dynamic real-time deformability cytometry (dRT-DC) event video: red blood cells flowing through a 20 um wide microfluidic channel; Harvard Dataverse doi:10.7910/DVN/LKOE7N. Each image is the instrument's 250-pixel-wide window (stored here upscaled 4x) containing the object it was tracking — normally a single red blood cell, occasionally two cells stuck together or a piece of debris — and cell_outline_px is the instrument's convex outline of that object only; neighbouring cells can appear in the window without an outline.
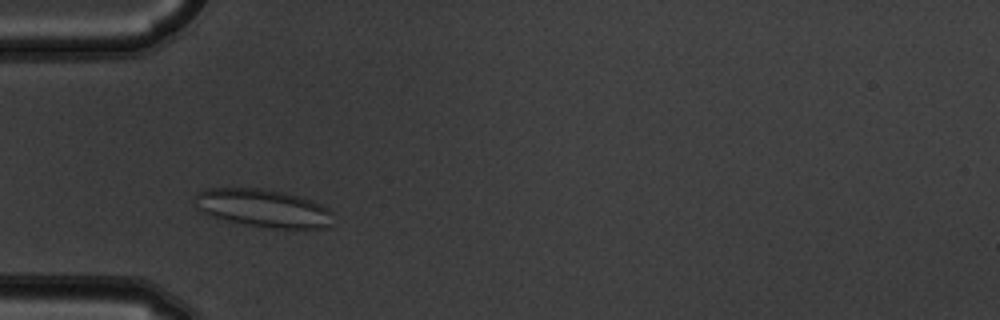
{"species": "common noctule bat (a hibernating species)", "species_latin": "Nyctalus noctula", "temperature_condition": "warm", "stored_images_in_passage": 4, "camera_frame_rate_fps": 3000, "um_per_image_px": 0.085, "animal": {"sex": "male", "body_mass_g": 19.5, "forearm_length_mm": 54.6}, "frame": {"image": 1, "passage_image": 3, "time_ms": 0.667, "image_size_px": [1000, 320], "cell_outline_px": [[332, 212], [328, 228], [264, 228], [244, 224], [208, 216], [200, 212], [196, 208], [192, 196], [196, 192], [204, 188], [264, 188], [284, 192], [300, 196], [312, 200], [328, 208]], "centroid_in_image_um": [22.28, 17.68], "position_along_channel_um": 62.7, "area_um2": 31.15}}
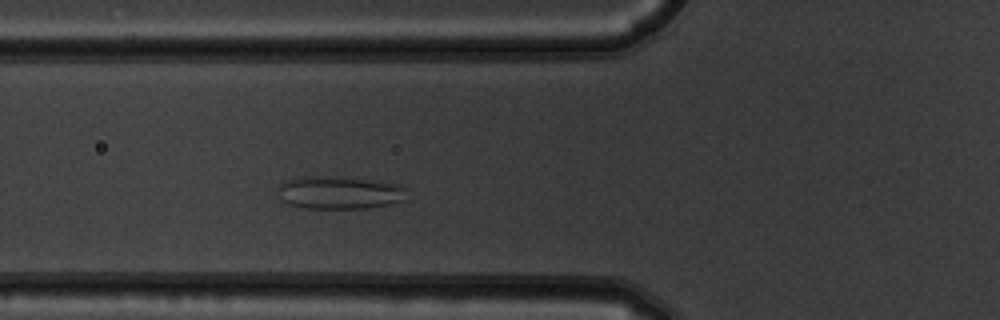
{"frame": {"image": 2, "passage_image": 4, "time_ms": 1.0, "image_size_px": [1000, 320], "cell_outline_px": [[404, 200], [388, 204], [364, 208], [304, 208], [288, 204], [280, 200], [276, 188], [280, 184], [288, 180], [312, 176], [364, 180], [400, 184], [404, 188]], "centroid_in_image_um": [28.77, 16.4], "position_along_channel_um": 97.0, "area_um2": 23.99}}